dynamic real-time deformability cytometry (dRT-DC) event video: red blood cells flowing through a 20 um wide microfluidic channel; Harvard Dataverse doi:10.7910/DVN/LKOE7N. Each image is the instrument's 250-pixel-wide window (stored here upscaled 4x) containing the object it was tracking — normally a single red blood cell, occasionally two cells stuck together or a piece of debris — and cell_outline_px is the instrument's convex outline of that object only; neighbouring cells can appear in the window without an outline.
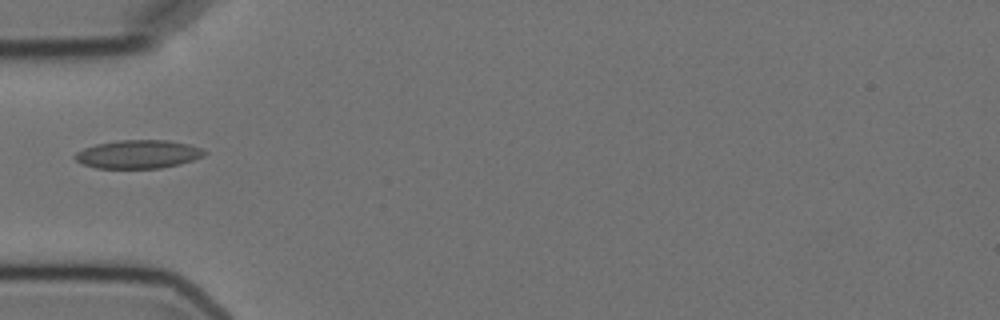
{"species": "Egyptian fruit bat (a non-hibernating species)", "species_latin": "Rousettus aegyptiacus", "temperature_condition": "cold", "stored_images_in_passage": 4, "camera_frame_rate_fps": 3000, "um_per_image_px": 0.085, "animal": {"sex": "female"}, "frame": {"image": 1, "passage_image": 4, "time_ms": 3.667, "image_size_px": [1000, 320], "cell_outline_px": [[208, 152], [204, 156], [180, 164], [160, 168], [96, 168], [84, 164], [76, 160], [72, 156], [76, 152], [84, 148], [96, 144], [120, 140], [168, 140], [188, 144], [200, 148]], "centroid_in_image_um": [11.74, 13.11], "position_along_channel_um": 73.3, "area_um2": 21.39}}